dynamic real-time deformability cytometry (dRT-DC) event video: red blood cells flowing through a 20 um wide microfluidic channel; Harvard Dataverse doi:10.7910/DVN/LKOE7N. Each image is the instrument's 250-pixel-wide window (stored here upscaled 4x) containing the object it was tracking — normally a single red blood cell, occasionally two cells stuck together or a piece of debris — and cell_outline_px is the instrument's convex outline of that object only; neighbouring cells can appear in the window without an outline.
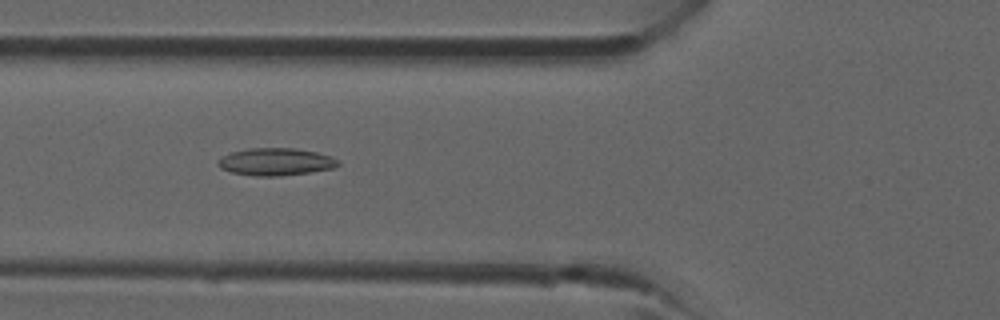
{"species": "common noctule bat (a hibernating species)", "species_latin": "Nyctalus noctula", "temperature_condition": "room temperature", "stored_images_in_passage": 38, "camera_frame_rate_fps": 3000, "um_per_image_px": 0.085, "animal": {"sex": "male", "forearm_length_mm": 52.5}, "frame": {"image": 1, "passage_image": 14, "time_ms": 4.333, "image_size_px": [1000, 320], "cell_outline_px": [[340, 164], [332, 168], [308, 172], [280, 176], [256, 176], [232, 172], [220, 168], [216, 164], [216, 160], [232, 152], [248, 148], [296, 148], [316, 152], [332, 156], [340, 160]], "centroid_in_image_um": [23.44, 13.74], "position_along_channel_um": 102.4, "area_um2": 19.19}}
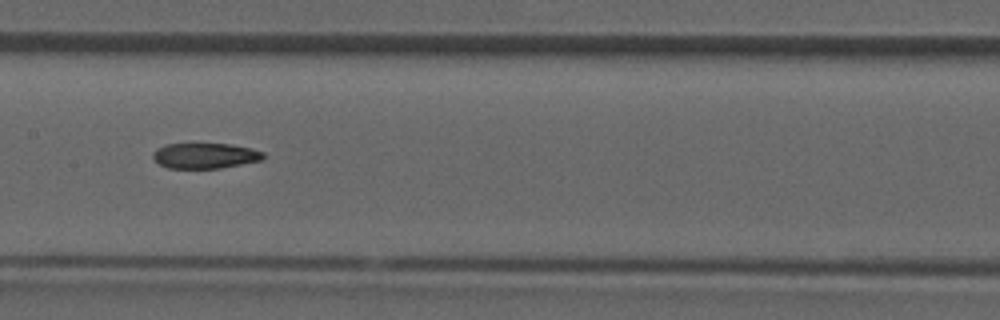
{"frame": {"image": 2, "passage_image": 19, "time_ms": 6.0, "image_size_px": [1000, 320], "cell_outline_px": [[264, 156], [260, 160], [220, 168], [168, 168], [160, 164], [152, 156], [152, 152], [156, 148], [164, 144], [232, 144], [252, 148], [264, 152]], "centroid_in_image_um": [17.4, 13.22], "position_along_channel_um": 190.0, "area_um2": 16.3}}
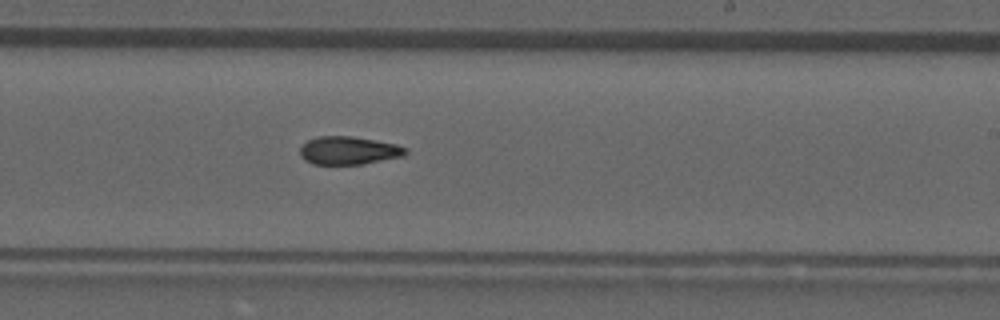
{"frame": {"image": 3, "passage_image": 23, "time_ms": 7.333, "image_size_px": [1000, 320], "cell_outline_px": [[408, 152], [404, 156], [364, 164], [312, 164], [304, 160], [300, 156], [300, 148], [308, 140], [316, 136], [352, 136], [376, 140], [396, 144], [408, 148]], "centroid_in_image_um": [29.65, 12.79], "position_along_channel_um": 259.3, "area_um2": 17.46}}